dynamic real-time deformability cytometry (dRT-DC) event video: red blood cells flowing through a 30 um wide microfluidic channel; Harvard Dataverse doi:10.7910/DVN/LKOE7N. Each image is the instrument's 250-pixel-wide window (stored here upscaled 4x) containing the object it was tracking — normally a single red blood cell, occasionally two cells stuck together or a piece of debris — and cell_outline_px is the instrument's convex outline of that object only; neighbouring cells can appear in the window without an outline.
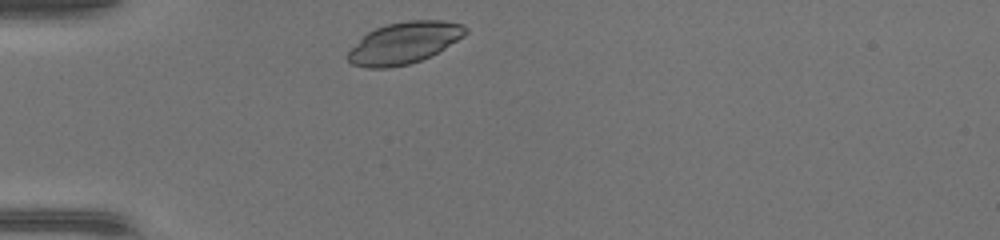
{"species": "common noctule bat (a hibernating species)", "species_latin": "Nyctalus noctula", "temperature_condition": "warm", "stored_images_in_passage": 29, "camera_frame_rate_fps": 3000, "um_per_image_px": 0.085, "animal": {"sex": "female", "body_mass_g": 17.0, "forearm_length_mm": 48.0}, "frame": {"image": 1, "passage_image": 1, "time_ms": 0.0, "image_size_px": [1000, 240], "cell_outline_px": [[468, 32], [464, 36], [444, 48], [420, 60], [408, 64], [388, 68], [368, 68], [352, 64], [348, 60], [348, 52], [368, 32], [376, 28], [388, 24], [408, 20], [444, 20], [464, 24], [468, 28]], "centroid_in_image_um": [34.39, 3.63], "position_along_channel_um": 50.6, "area_um2": 28.21}}
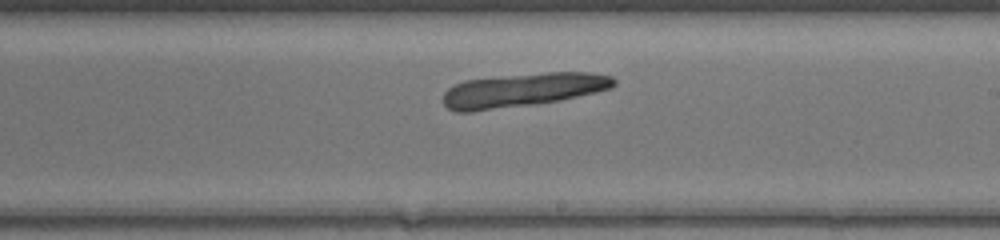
{"frame": {"image": 2, "passage_image": 16, "time_ms": 5.0, "image_size_px": [1000, 240], "cell_outline_px": [[616, 84], [612, 88], [576, 96], [556, 100], [532, 104], [472, 112], [456, 112], [448, 108], [444, 104], [444, 92], [448, 88], [464, 80], [544, 72], [592, 72], [612, 76], [616, 80]], "centroid_in_image_um": [44.43, 7.64], "position_along_channel_um": 244.6, "area_um2": 33.29}}
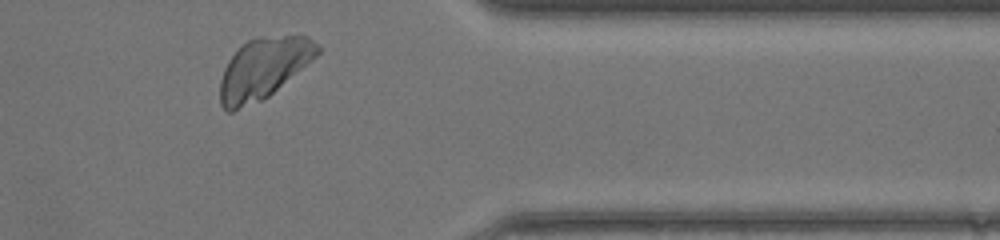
{"frame": {"image": 3, "passage_image": 27, "time_ms": 8.667, "image_size_px": [1000, 240], "cell_outline_px": [[320, 52], [316, 56], [264, 100], [232, 112], [228, 112], [220, 104], [220, 80], [224, 68], [228, 60], [248, 40], [260, 36], [308, 36], [320, 48]], "centroid_in_image_um": [22.36, 5.83], "position_along_channel_um": 389.0, "area_um2": 34.22}}